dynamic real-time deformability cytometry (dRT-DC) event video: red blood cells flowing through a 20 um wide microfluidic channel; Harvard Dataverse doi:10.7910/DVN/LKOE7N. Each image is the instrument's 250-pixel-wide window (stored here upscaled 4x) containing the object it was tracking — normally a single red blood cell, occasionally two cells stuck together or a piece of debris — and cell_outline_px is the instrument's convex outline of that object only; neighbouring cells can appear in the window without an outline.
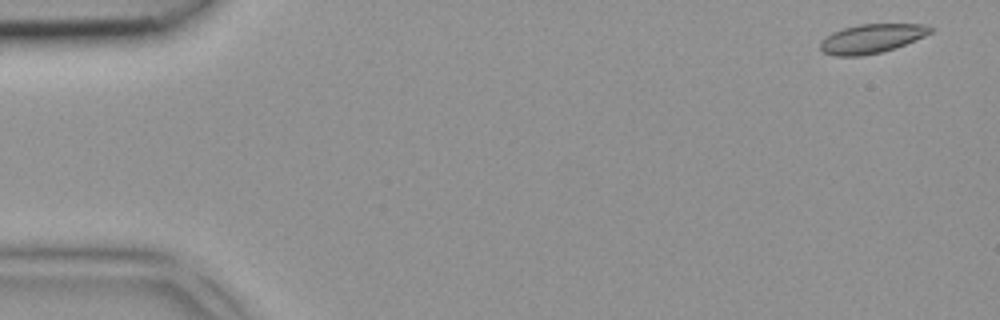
{"species": "common noctule bat (a hibernating species)", "species_latin": "Nyctalus noctula", "temperature_condition": "room temperature", "stored_images_in_passage": 4, "camera_frame_rate_fps": 3000, "um_per_image_px": 0.085, "animal": {"sex": "female", "body_mass_g": 18.4}, "frame": {"image": 1, "passage_image": 1, "time_ms": 0.0, "image_size_px": [1000, 320], "cell_outline_px": [[932, 32], [924, 36], [884, 52], [860, 56], [832, 56], [824, 52], [820, 48], [820, 40], [832, 32], [844, 28], [860, 24], [924, 24], [932, 28]], "centroid_in_image_um": [74.05, 3.29], "position_along_channel_um": 11.0, "area_um2": 18.61}}
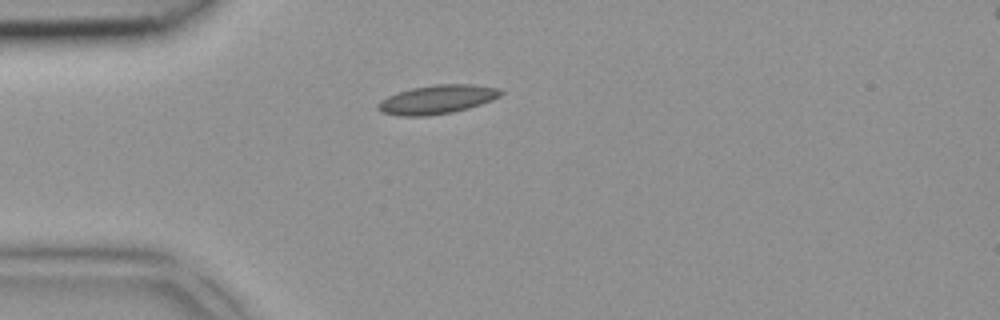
{"frame": {"image": 2, "passage_image": 4, "time_ms": 1.0, "image_size_px": [1000, 320], "cell_outline_px": [[504, 92], [500, 96], [492, 100], [468, 108], [452, 112], [428, 116], [400, 116], [380, 112], [376, 108], [376, 104], [380, 100], [388, 96], [412, 88], [436, 84], [472, 84], [500, 88]], "centroid_in_image_um": [37.15, 8.46], "position_along_channel_um": 47.9, "area_um2": 20.69}}